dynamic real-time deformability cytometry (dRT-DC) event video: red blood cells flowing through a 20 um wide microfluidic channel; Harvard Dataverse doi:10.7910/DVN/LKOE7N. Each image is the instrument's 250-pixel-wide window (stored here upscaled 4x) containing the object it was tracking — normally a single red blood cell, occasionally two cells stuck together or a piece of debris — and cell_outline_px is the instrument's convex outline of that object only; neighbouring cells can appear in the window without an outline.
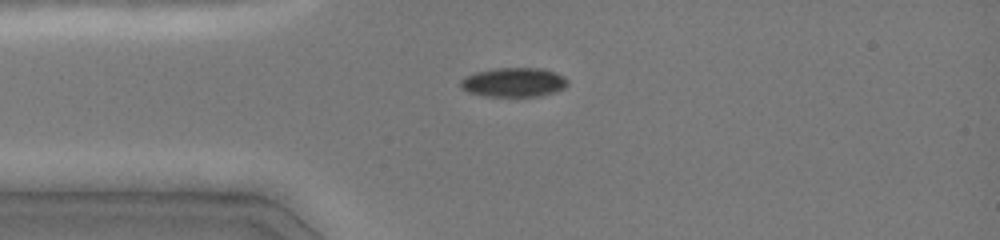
{"species": "common noctule bat (a hibernating species)", "species_latin": "Nyctalus noctula", "temperature_condition": "cold", "stored_images_in_passage": 3, "camera_frame_rate_fps": 3000, "um_per_image_px": 0.085, "animal": {"sex": "female", "body_mass_g": 19.0, "forearm_length_mm": 51.5}, "frame": {"image": 1, "passage_image": 1, "time_ms": 0.0, "image_size_px": [1000, 240], "cell_outline_px": [[568, 84], [564, 88], [540, 96], [484, 96], [468, 92], [460, 88], [460, 80], [464, 76], [476, 72], [496, 68], [540, 68], [556, 72], [564, 76], [568, 80]], "centroid_in_image_um": [43.65, 6.99], "position_along_channel_um": 41.4, "area_um2": 18.32}}